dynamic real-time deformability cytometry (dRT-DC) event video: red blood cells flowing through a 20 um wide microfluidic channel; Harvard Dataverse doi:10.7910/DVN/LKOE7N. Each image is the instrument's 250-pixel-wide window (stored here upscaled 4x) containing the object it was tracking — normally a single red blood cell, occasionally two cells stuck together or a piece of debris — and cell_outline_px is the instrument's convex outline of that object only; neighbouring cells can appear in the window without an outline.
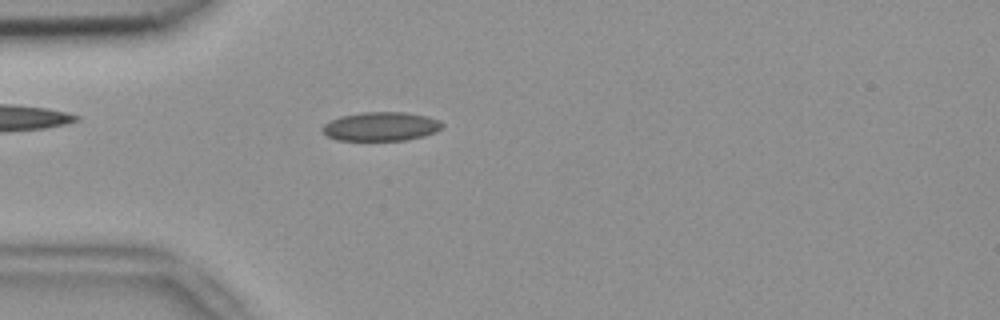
{"species": "common noctule bat (a hibernating species)", "species_latin": "Nyctalus noctula", "temperature_condition": "room temperature", "stored_images_in_passage": 46, "camera_frame_rate_fps": 3000, "um_per_image_px": 0.085, "animal": {"sex": "female", "body_mass_g": 18.4}, "frame": {"image": 1, "passage_image": 8, "time_ms": 2.333, "image_size_px": [1000, 320], "cell_outline_px": [[444, 124], [436, 132], [424, 136], [404, 140], [336, 140], [328, 136], [320, 128], [324, 124], [340, 116], [360, 112], [408, 112], [428, 116], [440, 120]], "centroid_in_image_um": [32.4, 10.74], "position_along_channel_um": 52.6, "area_um2": 20.29}}
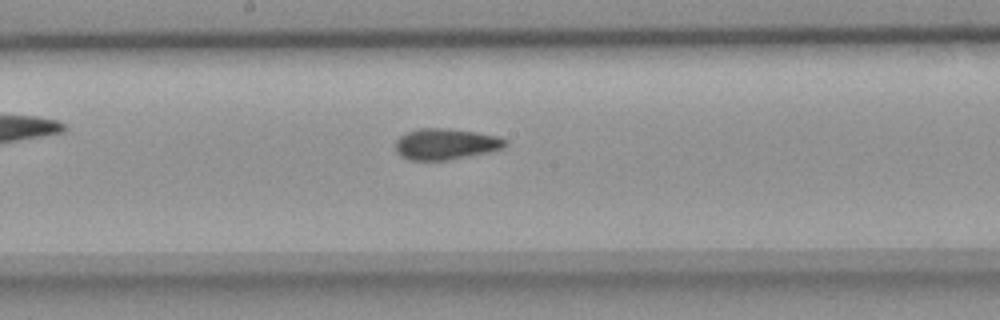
{"frame": {"image": 2, "passage_image": 21, "time_ms": 6.667, "image_size_px": [1000, 320], "cell_outline_px": [[508, 144], [504, 148], [492, 152], [448, 160], [408, 160], [400, 156], [396, 152], [396, 140], [400, 136], [408, 132], [420, 128], [448, 128], [476, 132], [500, 136], [508, 140]], "centroid_in_image_um": [37.94, 12.25], "position_along_channel_um": 210.3, "area_um2": 20.23}}
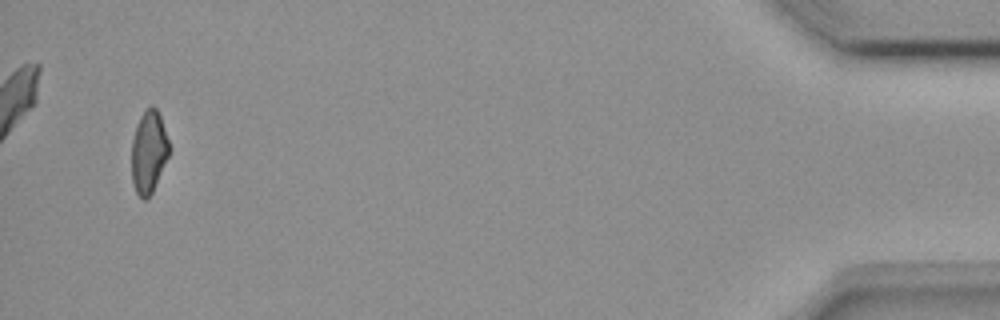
{"frame": {"image": 3, "passage_image": 44, "time_ms": 14.333, "image_size_px": [1000, 320], "cell_outline_px": [[168, 156], [152, 192], [144, 200], [136, 192], [132, 180], [132, 140], [140, 116], [152, 104], [156, 108], [160, 116], [168, 140]], "centroid_in_image_um": [12.63, 12.9], "position_along_channel_um": 422.6, "area_um2": 17.51}, "authors_computed_cell_mechanics": {"area_um2": 19.8254, "velocity_mm_per_s": 3.8336, "shape_relaxation_time_tau1_ms": null, "shape_relaxation_time_tau2_ms": 2.2184, "deformation_change_tau1": null, "deformation_change_tau2": 0.0767}}